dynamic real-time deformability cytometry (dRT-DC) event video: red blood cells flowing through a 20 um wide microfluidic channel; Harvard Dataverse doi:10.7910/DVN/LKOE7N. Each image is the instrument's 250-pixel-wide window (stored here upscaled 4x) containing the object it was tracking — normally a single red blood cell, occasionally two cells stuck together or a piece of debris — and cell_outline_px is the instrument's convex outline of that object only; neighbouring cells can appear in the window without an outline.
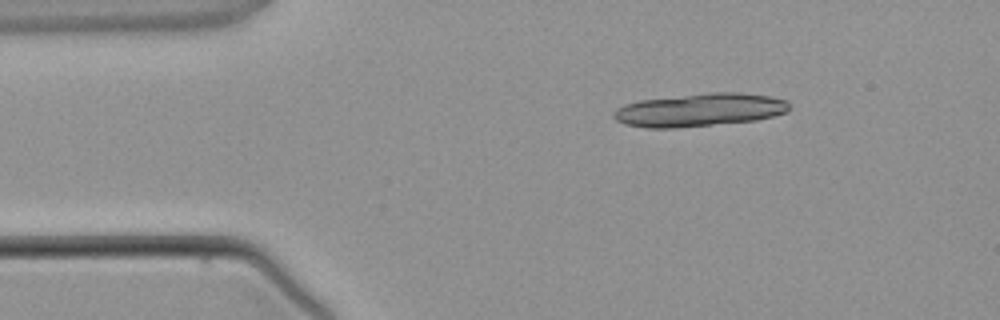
{"species": "common noctule bat (a hibernating species)", "species_latin": "Nyctalus noctula", "temperature_condition": "warm", "stored_images_in_passage": 2, "camera_frame_rate_fps": 3000, "um_per_image_px": 0.085, "animal": {"sex": "male", "body_mass_g": 21.5, "forearm_length_mm": 52.0}, "frame": {"image": 1, "passage_image": 1, "time_ms": 0.0, "image_size_px": [1000, 320], "cell_outline_px": [[792, 108], [788, 112], [756, 120], [676, 128], [648, 128], [624, 124], [616, 120], [612, 116], [612, 112], [616, 108], [624, 104], [640, 100], [712, 92], [740, 92], [768, 96], [788, 100]], "centroid_in_image_um": [59.48, 9.34], "position_along_channel_um": 25.5, "area_um2": 34.04}}